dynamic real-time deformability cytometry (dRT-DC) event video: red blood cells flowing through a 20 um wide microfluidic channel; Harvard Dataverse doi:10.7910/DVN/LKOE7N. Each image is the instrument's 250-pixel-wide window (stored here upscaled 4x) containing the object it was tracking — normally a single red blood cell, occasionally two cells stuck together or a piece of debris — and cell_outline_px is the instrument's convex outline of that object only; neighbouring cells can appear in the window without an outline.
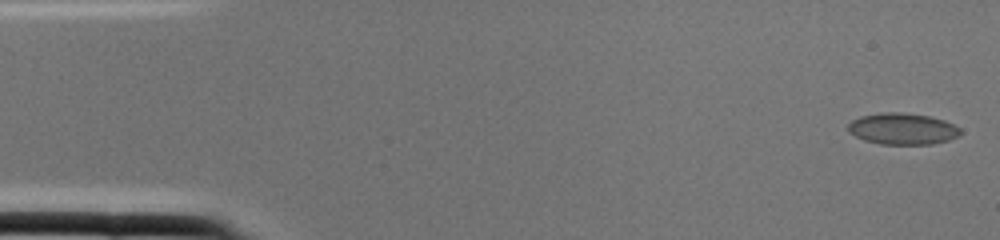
{"species": "common noctule bat (a hibernating species)", "species_latin": "Nyctalus noctula", "temperature_condition": "cold", "stored_images_in_passage": 2, "camera_frame_rate_fps": 3000, "um_per_image_px": 0.085, "animal": {"sex": "female", "body_mass_g": 22.0, "forearm_length_mm": 56.7}, "frame": {"image": 1, "passage_image": 1, "time_ms": 0.0, "image_size_px": [1000, 240], "cell_outline_px": [[960, 136], [948, 140], [932, 144], [880, 144], [864, 140], [848, 132], [848, 124], [852, 120], [860, 116], [880, 112], [900, 112], [928, 116], [944, 120], [960, 128]], "centroid_in_image_um": [76.7, 10.95], "position_along_channel_um": 8.3, "area_um2": 20.58}}
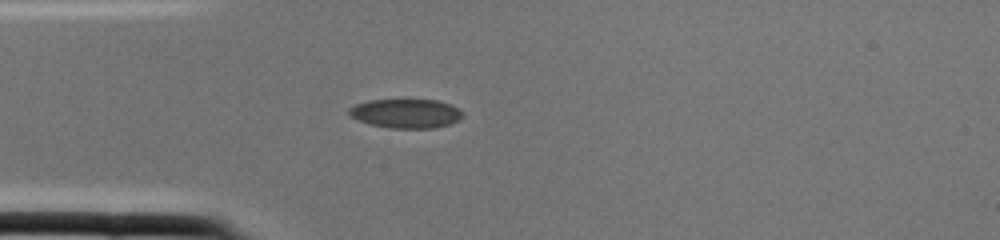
{"frame": {"image": 2, "passage_image": 2, "time_ms": 0.333, "image_size_px": [1000, 240], "cell_outline_px": [[464, 116], [460, 120], [452, 124], [432, 128], [392, 128], [372, 124], [348, 116], [348, 108], [356, 104], [368, 100], [436, 100], [452, 104], [460, 108], [464, 112]], "centroid_in_image_um": [34.57, 9.64], "position_along_channel_um": 50.4, "area_um2": 19.48}}